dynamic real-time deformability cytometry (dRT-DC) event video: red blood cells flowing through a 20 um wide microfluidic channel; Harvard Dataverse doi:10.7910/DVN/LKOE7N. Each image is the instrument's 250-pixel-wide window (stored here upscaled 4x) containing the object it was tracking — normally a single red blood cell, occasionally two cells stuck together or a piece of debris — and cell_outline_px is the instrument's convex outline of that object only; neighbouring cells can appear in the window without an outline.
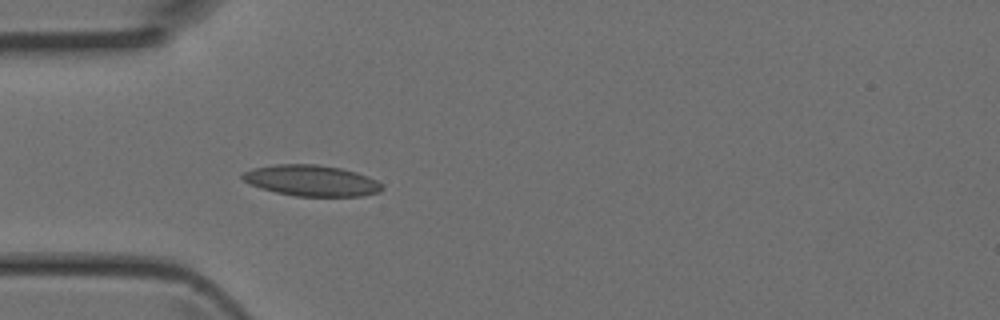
{"species": "Egyptian fruit bat (a non-hibernating species)", "species_latin": "Rousettus aegyptiacus", "temperature_condition": "room temperature", "stored_images_in_passage": 4, "camera_frame_rate_fps": 3000, "um_per_image_px": 0.085, "animal": {"sex": "female"}, "frame": {"image": 1, "passage_image": 4, "time_ms": 1.0, "image_size_px": [1000, 320], "cell_outline_px": [[384, 188], [380, 192], [360, 196], [296, 196], [276, 192], [260, 188], [248, 184], [240, 176], [244, 172], [252, 168], [276, 164], [316, 164], [340, 168], [356, 172], [368, 176], [376, 180]], "centroid_in_image_um": [26.45, 15.35], "position_along_channel_um": 58.5, "area_um2": 25.2}}